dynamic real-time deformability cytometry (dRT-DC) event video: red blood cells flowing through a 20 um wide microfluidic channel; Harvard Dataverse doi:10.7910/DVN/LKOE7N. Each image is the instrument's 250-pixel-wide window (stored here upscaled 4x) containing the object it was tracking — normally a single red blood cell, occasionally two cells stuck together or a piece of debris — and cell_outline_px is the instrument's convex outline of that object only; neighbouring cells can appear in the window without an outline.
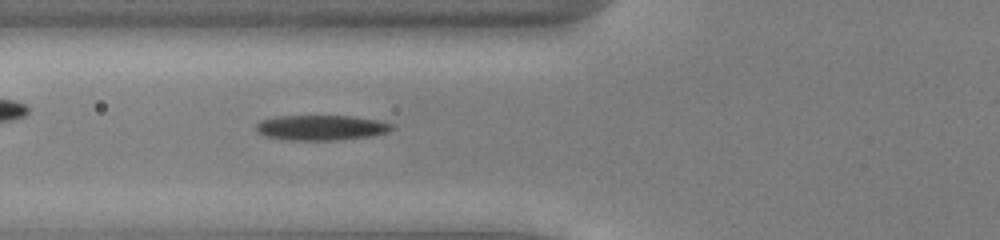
{"species": "common noctule bat (a hibernating species)", "species_latin": "Nyctalus noctula", "temperature_condition": "cold", "stored_images_in_passage": 36, "camera_frame_rate_fps": 3000, "um_per_image_px": 0.085, "animal": {"sex": "male", "body_mass_g": 13.0, "forearm_length_mm": 53.1}, "frame": {"image": 1, "passage_image": 4, "time_ms": 1.0, "image_size_px": [1000, 240], "cell_outline_px": [[396, 128], [388, 132], [372, 136], [336, 140], [288, 140], [264, 136], [256, 132], [256, 124], [260, 120], [276, 116], [352, 116], [380, 120], [396, 124]], "centroid_in_image_um": [27.34, 10.85], "position_along_channel_um": 98.5, "area_um2": 20.29}}
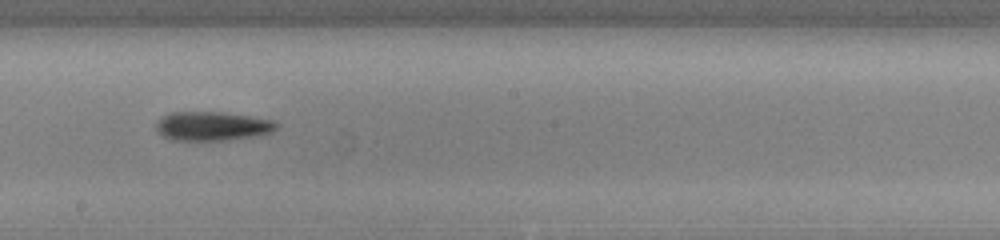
{"frame": {"image": 2, "passage_image": 14, "time_ms": 4.333, "image_size_px": [1000, 240], "cell_outline_px": [[280, 124], [272, 132], [256, 136], [228, 140], [168, 140], [156, 132], [156, 120], [168, 112], [220, 112], [248, 116], [272, 120]], "centroid_in_image_um": [17.99, 10.72], "position_along_channel_um": 230.2, "area_um2": 20.58}}
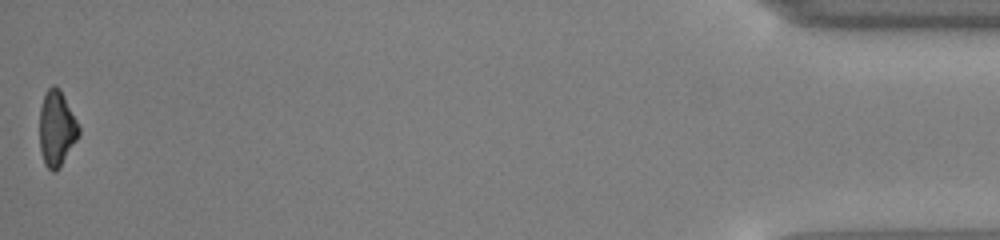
{"frame": {"image": 3, "passage_image": 36, "time_ms": 11.667, "image_size_px": [1000, 240], "cell_outline_px": [[80, 136], [60, 168], [56, 172], [52, 172], [44, 164], [40, 152], [40, 108], [44, 92], [52, 84], [56, 84], [60, 88], [80, 128]], "centroid_in_image_um": [4.82, 10.93], "position_along_channel_um": 430.4, "area_um2": 17.63}, "authors_computed_cell_mechanics": {"area_um2": 19.1607, "velocity_mm_per_s": 3.9476, "shape_relaxation_time_tau1_ms": 2.8952, "shape_relaxation_time_tau2_ms": null, "deformation_change_tau1": 0.1119, "deformation_change_tau2": null}}